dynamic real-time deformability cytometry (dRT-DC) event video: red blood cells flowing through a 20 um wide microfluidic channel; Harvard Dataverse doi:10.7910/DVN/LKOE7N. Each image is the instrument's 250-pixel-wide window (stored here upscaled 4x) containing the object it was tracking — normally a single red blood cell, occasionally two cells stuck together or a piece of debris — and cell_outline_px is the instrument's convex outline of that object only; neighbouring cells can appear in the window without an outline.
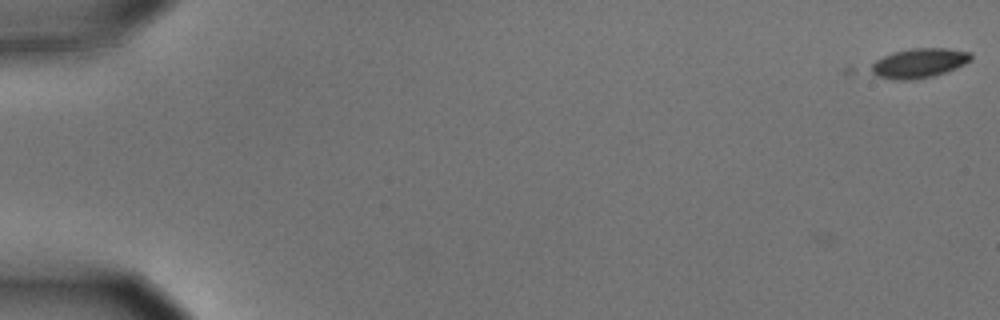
{"species": "common noctule bat (a hibernating species)", "species_latin": "Nyctalus noctula", "temperature_condition": "cold", "stored_images_in_passage": 5, "camera_frame_rate_fps": 3000, "um_per_image_px": 0.085, "animal": {"sex": "male", "body_mass_g": 15.6}, "frame": {"image": 1, "passage_image": 1, "time_ms": 0.0, "image_size_px": [1000, 320], "cell_outline_px": [[972, 60], [956, 68], [932, 76], [908, 80], [892, 80], [876, 76], [868, 72], [864, 68], [876, 60], [892, 52], [912, 48], [948, 48], [972, 52]], "centroid_in_image_um": [78.04, 5.36], "position_along_channel_um": 7.0, "area_um2": 17.57}}